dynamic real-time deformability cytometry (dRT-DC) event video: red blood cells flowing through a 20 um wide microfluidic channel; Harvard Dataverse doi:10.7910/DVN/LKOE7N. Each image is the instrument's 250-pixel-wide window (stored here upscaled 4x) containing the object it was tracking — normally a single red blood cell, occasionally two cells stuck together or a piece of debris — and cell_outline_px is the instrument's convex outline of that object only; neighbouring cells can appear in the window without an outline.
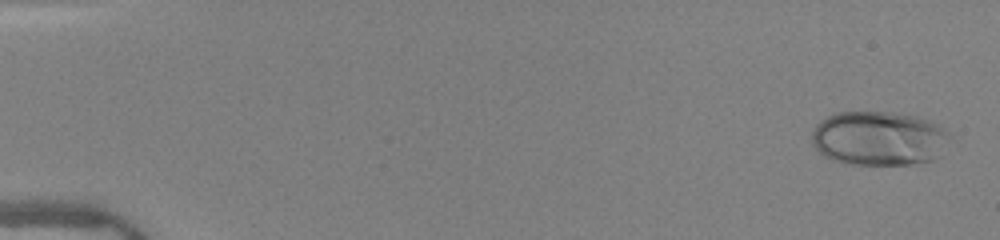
{"species": "human", "species_latin": "Homo sapiens", "temperature_condition": "warm", "stored_images_in_passage": 49, "camera_frame_rate_fps": 3000, "um_per_image_px": 0.085, "donor": {"sex": "female"}, "frame": {"image": 1, "passage_image": 1, "time_ms": 0.0, "image_size_px": [1000, 240], "cell_outline_px": [[952, 136], [932, 160], [912, 164], [844, 164], [832, 160], [824, 156], [812, 144], [812, 132], [816, 124], [820, 120], [836, 112], [892, 112], [916, 116], [932, 120], [940, 124]], "centroid_in_image_um": [74.69, 11.74], "position_along_channel_um": 10.3, "area_um2": 43.87}}
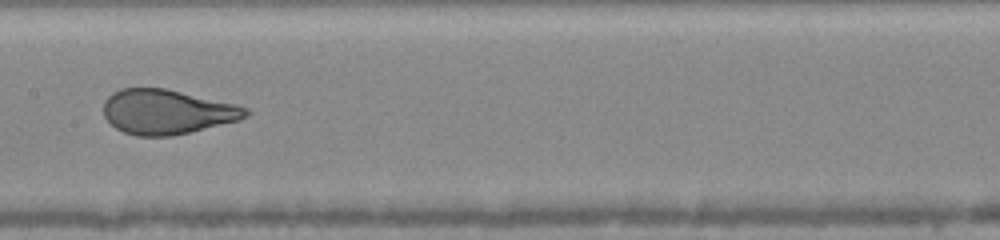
{"frame": {"image": 2, "passage_image": 26, "time_ms": 8.333, "image_size_px": [1000, 240], "cell_outline_px": [[252, 112], [248, 116], [240, 120], [172, 136], [136, 136], [124, 132], [116, 128], [104, 116], [104, 100], [112, 92], [120, 88], [164, 88], [236, 104], [248, 108]], "centroid_in_image_um": [14.2, 9.5], "position_along_channel_um": 193.2, "area_um2": 37.05}}
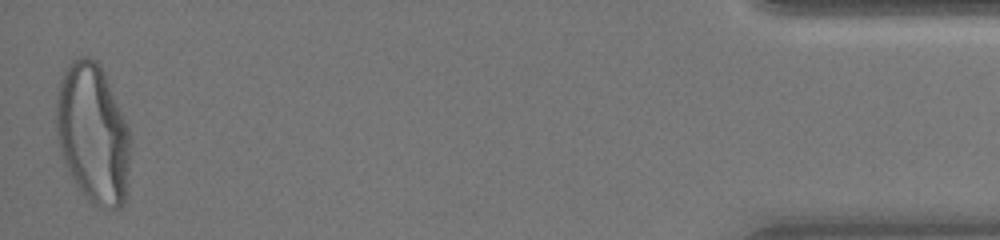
{"frame": {"image": 3, "passage_image": 49, "time_ms": 16.0, "image_size_px": [1000, 240], "cell_outline_px": [[128, 168], [124, 204], [120, 208], [112, 208], [96, 204], [84, 192], [72, 176], [64, 160], [56, 128], [56, 100], [60, 80], [68, 64], [72, 60], [80, 56], [88, 56], [96, 60], [100, 64], [104, 72], [128, 124]], "centroid_in_image_um": [7.89, 11.25], "position_along_channel_um": 427.3, "area_um2": 59.07}, "authors_computed_cell_mechanics": {"area_um2": 38.7838, "velocity_mm_per_s": 4.0574, "shape_relaxation_time_tau1_ms": 5.9995, "shape_relaxation_time_tau2_ms": null, "deformation_change_tau1": 0.2406, "deformation_change_tau2": null}}